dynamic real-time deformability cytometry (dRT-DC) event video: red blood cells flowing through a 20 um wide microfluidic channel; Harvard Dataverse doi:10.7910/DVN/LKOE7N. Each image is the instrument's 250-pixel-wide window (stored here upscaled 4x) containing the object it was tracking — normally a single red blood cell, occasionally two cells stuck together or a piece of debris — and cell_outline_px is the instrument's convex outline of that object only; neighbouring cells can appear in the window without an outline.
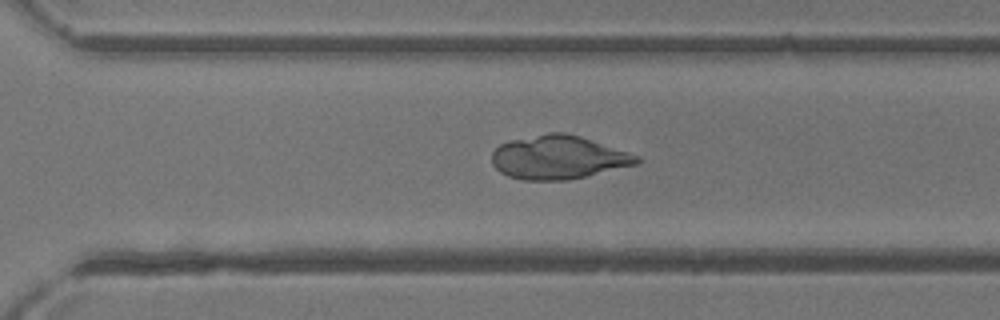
{"species": "common noctule bat (a hibernating species)", "species_latin": "Nyctalus noctula", "temperature_condition": "room temperature", "stored_images_in_passage": 46, "camera_frame_rate_fps": 3000, "um_per_image_px": 0.085, "animal": {"sex": "female"}, "frame": {"image": 1, "passage_image": 32, "time_ms": 10.333, "image_size_px": [1000, 320], "cell_outline_px": [[640, 160], [636, 164], [568, 180], [520, 180], [508, 176], [500, 172], [492, 164], [492, 152], [500, 144], [512, 140], [548, 132], [564, 132], [580, 136], [640, 156]], "centroid_in_image_um": [47.42, 13.38], "position_along_channel_um": 323.2, "area_um2": 36.53}}